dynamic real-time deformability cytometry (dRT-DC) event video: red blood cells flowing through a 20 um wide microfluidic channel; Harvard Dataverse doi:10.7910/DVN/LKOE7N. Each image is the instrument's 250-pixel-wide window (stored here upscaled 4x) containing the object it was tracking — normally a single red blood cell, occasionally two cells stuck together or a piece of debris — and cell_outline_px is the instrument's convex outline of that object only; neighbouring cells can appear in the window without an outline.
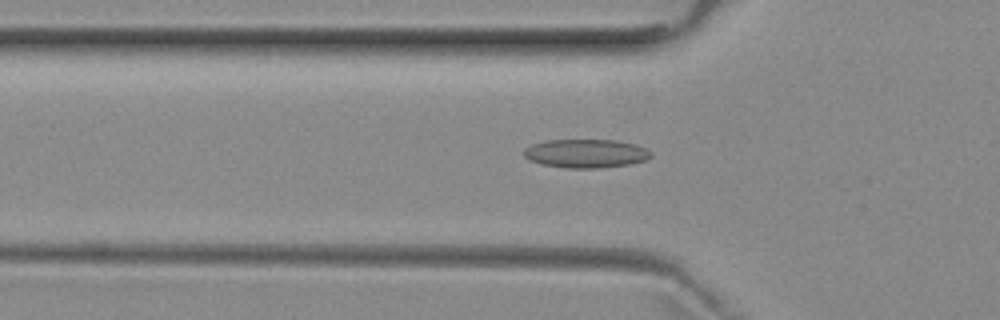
{"species": "common noctule bat (a hibernating species)", "species_latin": "Nyctalus noctula", "temperature_condition": "room temperature", "stored_images_in_passage": 14, "camera_frame_rate_fps": 3000, "um_per_image_px": 0.085, "animal": {"sex": "female", "body_mass_g": 29.2, "forearm_length_mm": 56.3}, "frame": {"image": 1, "passage_image": 8, "time_ms": 2.333, "image_size_px": [1000, 320], "cell_outline_px": [[652, 156], [644, 160], [628, 164], [600, 168], [568, 168], [544, 164], [528, 160], [524, 156], [524, 148], [532, 144], [544, 140], [616, 140], [636, 144], [648, 148], [652, 152]], "centroid_in_image_um": [49.81, 13.03], "position_along_channel_um": 76.0, "area_um2": 21.27}}
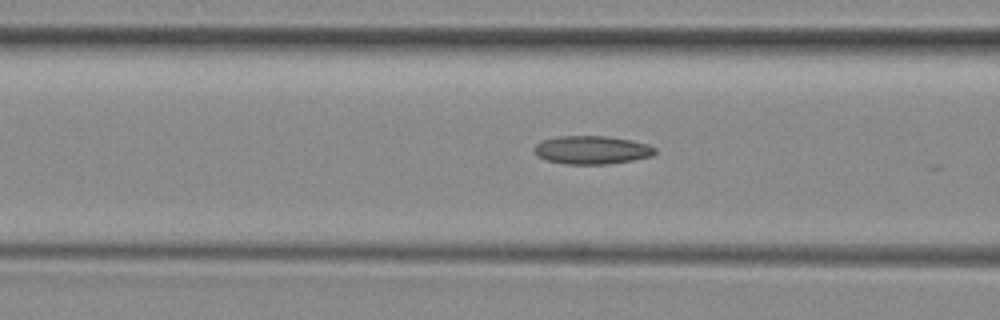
{"frame": {"image": 2, "passage_image": 11, "time_ms": 3.333, "image_size_px": [1000, 320], "cell_outline_px": [[656, 152], [652, 156], [632, 160], [608, 164], [564, 164], [548, 160], [536, 156], [532, 148], [536, 144], [544, 140], [556, 136], [604, 136], [632, 140], [648, 144], [656, 148]], "centroid_in_image_um": [50.29, 12.74], "position_along_channel_um": 116.3, "area_um2": 20.0}}